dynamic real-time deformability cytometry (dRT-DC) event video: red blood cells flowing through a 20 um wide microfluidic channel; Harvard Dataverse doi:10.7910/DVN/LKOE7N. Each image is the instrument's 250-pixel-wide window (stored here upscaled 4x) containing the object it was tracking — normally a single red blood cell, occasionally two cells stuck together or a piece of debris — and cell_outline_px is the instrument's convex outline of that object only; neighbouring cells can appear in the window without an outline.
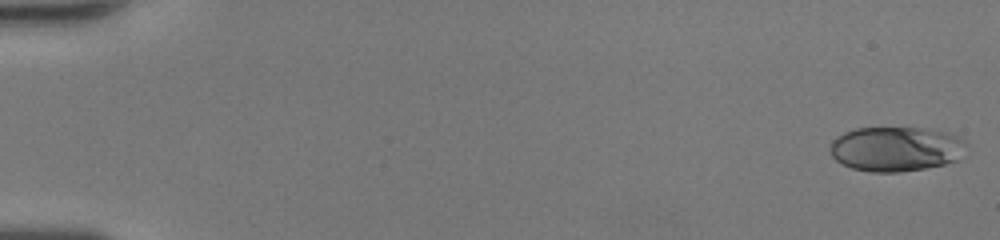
{"species": "human", "species_latin": "Homo sapiens", "temperature_condition": "room temperature", "stored_images_in_passage": 50, "camera_frame_rate_fps": 3000, "um_per_image_px": 0.085, "donor": {"sex": "female"}, "frame": {"image": 1, "passage_image": 1, "time_ms": 0.0, "image_size_px": [1000, 240], "cell_outline_px": [[968, 144], [964, 160], [924, 168], [900, 172], [872, 172], [852, 168], [836, 160], [832, 156], [828, 148], [832, 140], [836, 136], [844, 132], [856, 128], [920, 128], [944, 132], [956, 136], [964, 140]], "centroid_in_image_um": [76.2, 12.67], "position_along_channel_um": 8.8, "area_um2": 35.95}}
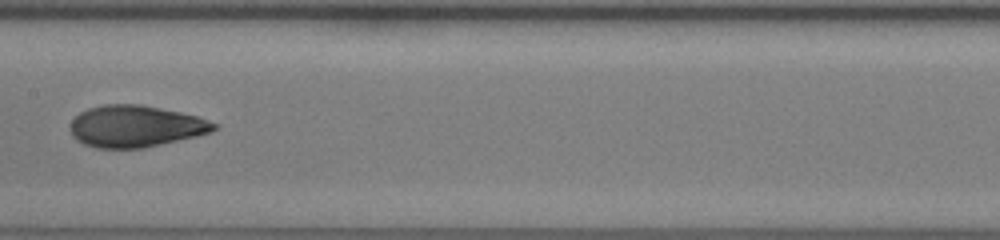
{"frame": {"image": 2, "passage_image": 27, "time_ms": 8.667, "image_size_px": [1000, 240], "cell_outline_px": [[216, 128], [212, 132], [196, 136], [144, 148], [96, 148], [84, 144], [76, 140], [72, 136], [68, 128], [72, 120], [80, 112], [88, 108], [104, 104], [140, 104], [180, 112], [196, 116], [216, 124]], "centroid_in_image_um": [11.46, 10.73], "position_along_channel_um": 195.9, "area_um2": 34.91}}
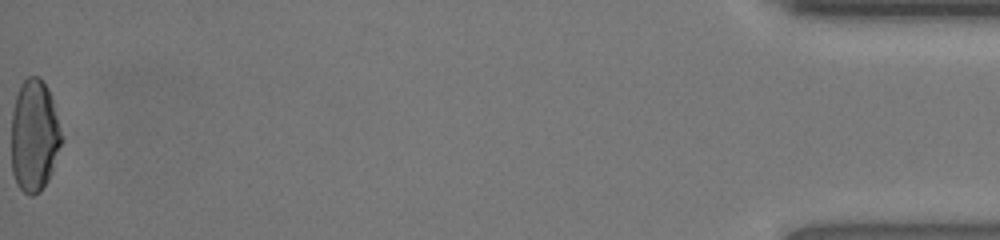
{"frame": {"image": 3, "passage_image": 50, "time_ms": 16.333, "image_size_px": [1000, 240], "cell_outline_px": [[64, 140], [52, 172], [48, 180], [40, 192], [32, 196], [24, 192], [16, 184], [12, 172], [12, 112], [16, 96], [20, 84], [28, 76], [36, 76], [48, 88], [52, 100]], "centroid_in_image_um": [2.92, 11.57], "position_along_channel_um": 432.3, "area_um2": 32.95}, "authors_computed_cell_mechanics": {"area_um2": 34.3621, "velocity_mm_per_s": 4.3365, "shape_relaxation_time_tau1_ms": 6.692, "shape_relaxation_time_tau2_ms": 1.2879, "deformation_change_tau1": 0.2153, "deformation_change_tau2": 0.0711}}